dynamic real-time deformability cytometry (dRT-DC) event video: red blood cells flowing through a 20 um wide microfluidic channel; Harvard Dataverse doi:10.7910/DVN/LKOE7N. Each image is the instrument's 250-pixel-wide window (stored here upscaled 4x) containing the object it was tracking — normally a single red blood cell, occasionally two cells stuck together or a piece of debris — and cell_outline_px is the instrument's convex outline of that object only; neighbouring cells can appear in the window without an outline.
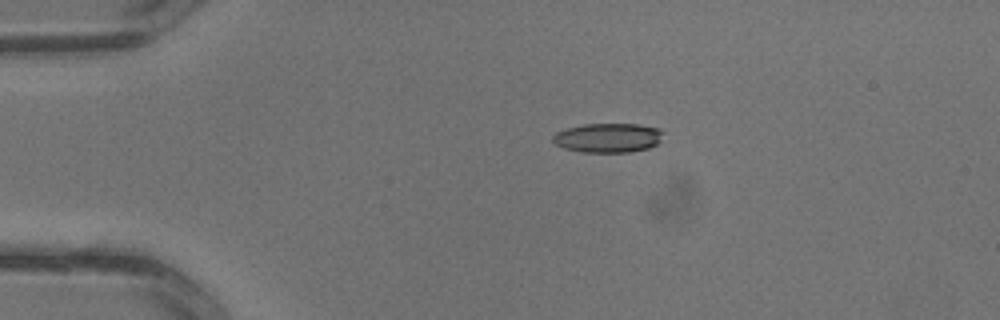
{"species": "common noctule bat (a hibernating species)", "species_latin": "Nyctalus noctula", "temperature_condition": "warm", "stored_images_in_passage": 2, "camera_frame_rate_fps": 3000, "um_per_image_px": 0.085, "animal": {"sex": "male", "body_mass_g": 13.3}, "frame": {"image": 1, "passage_image": 1, "time_ms": 0.0, "image_size_px": [1000, 320], "cell_outline_px": [[660, 140], [656, 144], [648, 148], [628, 152], [584, 152], [564, 148], [556, 144], [552, 140], [552, 136], [556, 132], [568, 128], [584, 124], [636, 124], [656, 128], [660, 132]], "centroid_in_image_um": [51.62, 11.71], "position_along_channel_um": 33.4, "area_um2": 18.5}}